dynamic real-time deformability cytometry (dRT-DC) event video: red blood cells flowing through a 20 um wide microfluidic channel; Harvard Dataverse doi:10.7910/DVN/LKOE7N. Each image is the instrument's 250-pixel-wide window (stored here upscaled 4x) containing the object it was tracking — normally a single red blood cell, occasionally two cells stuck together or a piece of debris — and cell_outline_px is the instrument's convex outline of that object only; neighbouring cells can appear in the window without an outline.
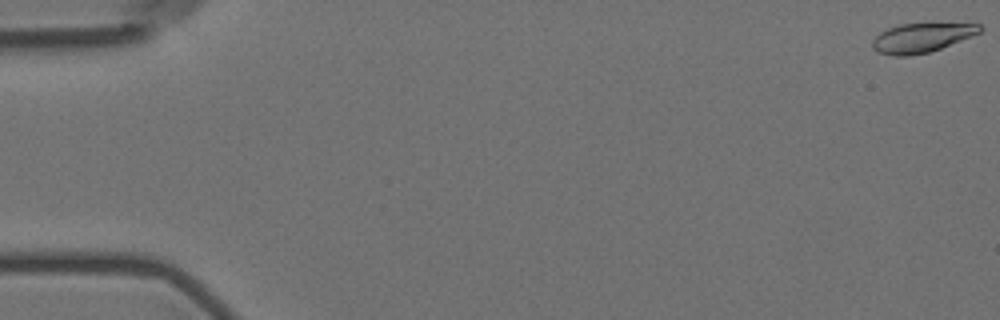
{"species": "Egyptian fruit bat (a non-hibernating species)", "species_latin": "Rousettus aegyptiacus", "temperature_condition": "room temperature", "stored_images_in_passage": 5, "camera_frame_rate_fps": 3000, "um_per_image_px": 0.085, "animal": {"sex": "female"}, "frame": {"image": 1, "passage_image": 1, "time_ms": 0.0, "image_size_px": [1000, 320], "cell_outline_px": [[984, 28], [980, 32], [940, 48], [928, 52], [908, 56], [892, 56], [876, 52], [872, 48], [872, 40], [880, 32], [888, 28], [900, 24], [928, 20], [932, 20], [980, 24]], "centroid_in_image_um": [78.35, 3.14], "position_along_channel_um": 6.7, "area_um2": 19.25}}
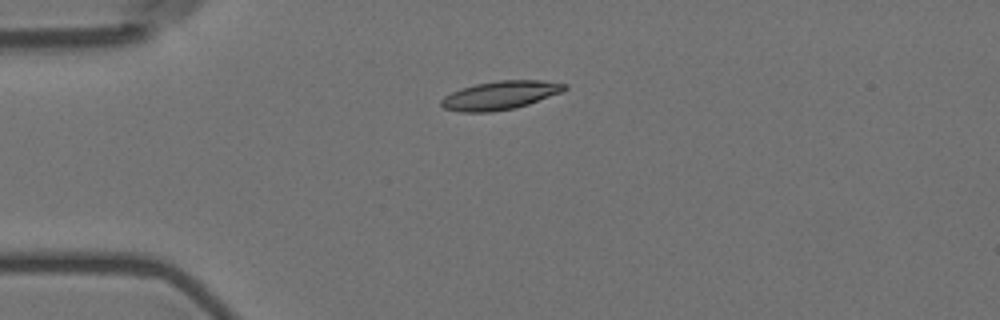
{"frame": {"image": 2, "passage_image": 5, "time_ms": 4.667, "image_size_px": [1000, 320], "cell_outline_px": [[568, 88], [564, 92], [516, 108], [492, 112], [460, 112], [444, 108], [440, 104], [440, 100], [444, 96], [460, 88], [476, 84], [500, 80], [540, 80], [568, 84]], "centroid_in_image_um": [42.54, 8.1], "position_along_channel_um": 42.5, "area_um2": 20.69}}